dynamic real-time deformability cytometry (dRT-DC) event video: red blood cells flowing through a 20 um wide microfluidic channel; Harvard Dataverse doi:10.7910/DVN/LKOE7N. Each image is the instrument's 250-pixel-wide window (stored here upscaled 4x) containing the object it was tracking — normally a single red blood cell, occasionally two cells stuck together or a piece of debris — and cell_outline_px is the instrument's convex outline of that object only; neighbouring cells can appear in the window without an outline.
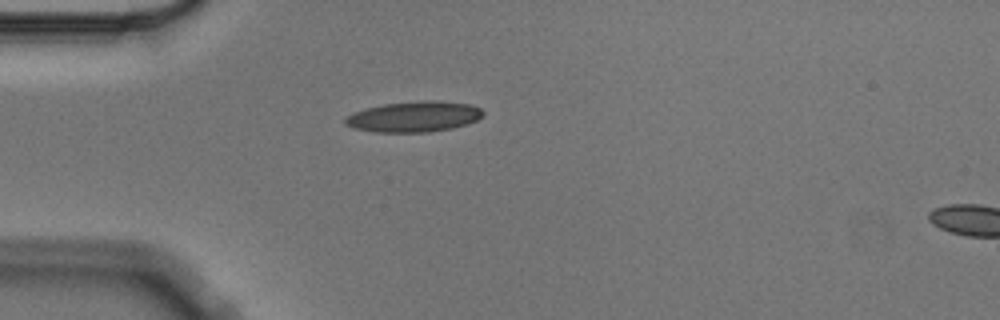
{"species": "Egyptian fruit bat (a non-hibernating species)", "species_latin": "Rousettus aegyptiacus", "temperature_condition": "cold", "stored_images_in_passage": 2, "camera_frame_rate_fps": 3000, "um_per_image_px": 0.085, "animal": {"sex": "male"}, "frame": {"image": 1, "passage_image": 1, "time_ms": 0.0, "image_size_px": [1000, 320], "cell_outline_px": [[484, 116], [476, 120], [452, 128], [428, 132], [376, 132], [352, 128], [344, 124], [344, 120], [352, 112], [384, 104], [424, 100], [436, 100], [472, 104], [480, 108], [484, 112]], "centroid_in_image_um": [35.19, 9.91], "position_along_channel_um": 49.8, "area_um2": 24.62}}